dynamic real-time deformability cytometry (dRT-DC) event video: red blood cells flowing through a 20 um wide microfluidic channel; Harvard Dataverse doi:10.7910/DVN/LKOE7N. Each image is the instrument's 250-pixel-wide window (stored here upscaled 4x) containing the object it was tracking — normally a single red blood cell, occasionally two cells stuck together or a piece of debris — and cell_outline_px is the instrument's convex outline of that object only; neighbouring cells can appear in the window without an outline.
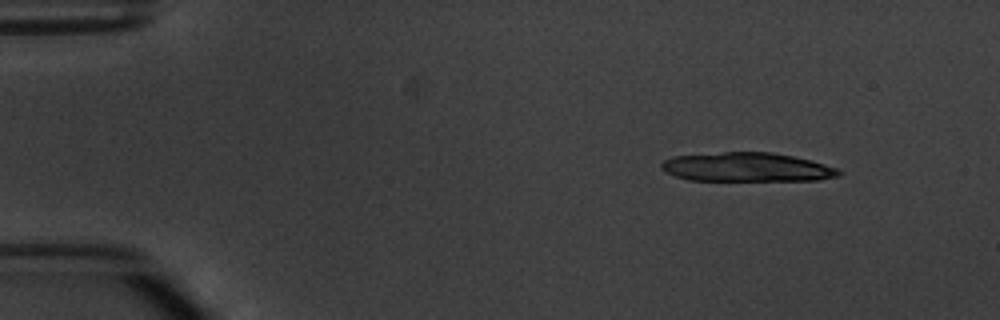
{"species": "common noctule bat (a hibernating species)", "species_latin": "Nyctalus noctula", "temperature_condition": "warm", "stored_images_in_passage": 6, "camera_frame_rate_fps": 3000, "um_per_image_px": 0.085, "animal": {"sex": "male", "body_mass_g": 20.1, "forearm_length_mm": 53.5}, "frame": {"image": 1, "passage_image": 1, "time_ms": 0.0, "image_size_px": [1000, 320], "cell_outline_px": [[844, 172], [840, 176], [820, 180], [688, 180], [664, 172], [660, 168], [660, 164], [664, 160], [672, 156], [724, 152], [772, 152], [812, 160], [836, 168]], "centroid_in_image_um": [63.49, 14.21], "position_along_channel_um": 21.5, "area_um2": 30.11}}
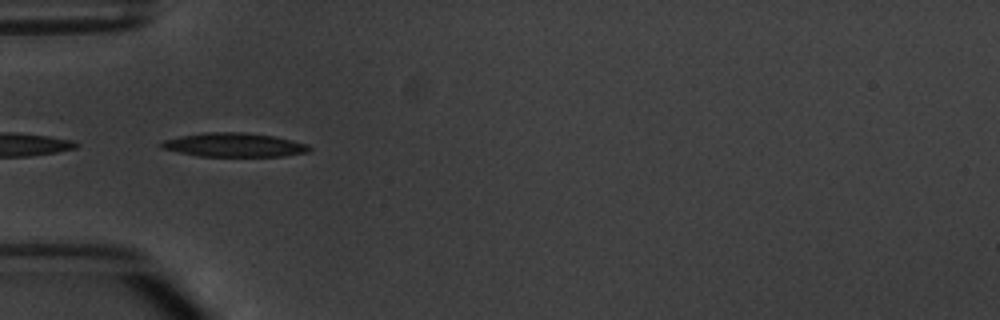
{"frame": {"image": 2, "passage_image": 4, "time_ms": 3.667, "image_size_px": [1000, 320], "cell_outline_px": [[312, 148], [308, 152], [284, 156], [196, 156], [160, 148], [156, 144], [160, 140], [180, 136], [204, 132], [244, 132], [276, 136], [308, 144]], "centroid_in_image_um": [19.84, 12.31], "position_along_channel_um": 65.2, "area_um2": 20.98}}
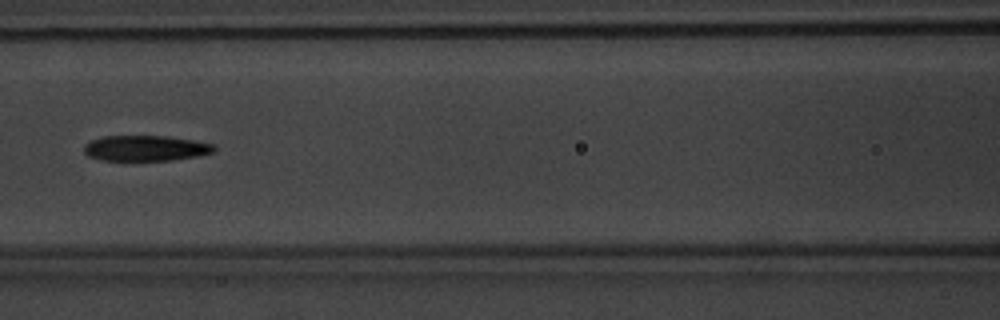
{"frame": {"image": 3, "passage_image": 6, "time_ms": 6.0, "image_size_px": [1000, 320], "cell_outline_px": [[216, 152], [196, 156], [172, 160], [100, 160], [88, 156], [84, 152], [84, 144], [92, 140], [104, 136], [168, 136], [216, 144]], "centroid_in_image_um": [12.4, 12.59], "position_along_channel_um": 154.2, "area_um2": 19.42}}